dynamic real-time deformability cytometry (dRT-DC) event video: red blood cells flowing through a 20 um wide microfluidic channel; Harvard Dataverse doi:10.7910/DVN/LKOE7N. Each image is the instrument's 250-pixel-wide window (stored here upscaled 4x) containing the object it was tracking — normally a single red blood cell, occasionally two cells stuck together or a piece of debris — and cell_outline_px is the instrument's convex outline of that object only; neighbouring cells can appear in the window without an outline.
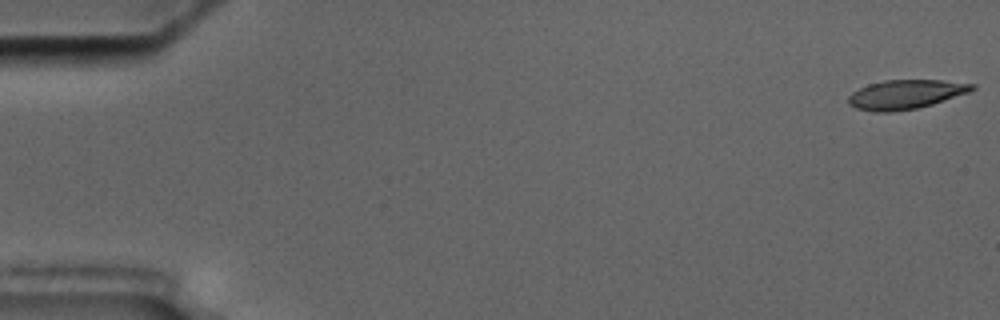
{"species": "common noctule bat (a hibernating species)", "species_latin": "Nyctalus noctula", "temperature_condition": "cold", "stored_images_in_passage": 14, "camera_frame_rate_fps": 3000, "um_per_image_px": 0.085, "animal": {"sex": "male", "body_mass_g": 17.5, "forearm_length_mm": 52.3}, "frame": {"image": 1, "passage_image": 1, "time_ms": 0.0, "image_size_px": [1000, 320], "cell_outline_px": [[976, 88], [968, 92], [932, 104], [916, 108], [892, 112], [872, 112], [856, 108], [848, 104], [848, 96], [852, 92], [868, 84], [884, 80], [940, 80], [976, 84]], "centroid_in_image_um": [76.94, 8.02], "position_along_channel_um": 8.1, "area_um2": 20.98}}